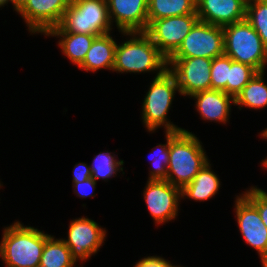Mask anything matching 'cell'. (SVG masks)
<instances>
[{
	"instance_id": "obj_4",
	"label": "cell",
	"mask_w": 267,
	"mask_h": 267,
	"mask_svg": "<svg viewBox=\"0 0 267 267\" xmlns=\"http://www.w3.org/2000/svg\"><path fill=\"white\" fill-rule=\"evenodd\" d=\"M148 91L142 100L141 120L146 132L150 134L163 128V132H179L184 128L174 124L168 117L173 108L176 93L181 96L176 78L167 69L163 74L153 77Z\"/></svg>"
},
{
	"instance_id": "obj_9",
	"label": "cell",
	"mask_w": 267,
	"mask_h": 267,
	"mask_svg": "<svg viewBox=\"0 0 267 267\" xmlns=\"http://www.w3.org/2000/svg\"><path fill=\"white\" fill-rule=\"evenodd\" d=\"M223 54V27L198 21L170 58L204 57L213 60Z\"/></svg>"
},
{
	"instance_id": "obj_36",
	"label": "cell",
	"mask_w": 267,
	"mask_h": 267,
	"mask_svg": "<svg viewBox=\"0 0 267 267\" xmlns=\"http://www.w3.org/2000/svg\"><path fill=\"white\" fill-rule=\"evenodd\" d=\"M172 267H186V266H182L181 264L180 265L174 264Z\"/></svg>"
},
{
	"instance_id": "obj_3",
	"label": "cell",
	"mask_w": 267,
	"mask_h": 267,
	"mask_svg": "<svg viewBox=\"0 0 267 267\" xmlns=\"http://www.w3.org/2000/svg\"><path fill=\"white\" fill-rule=\"evenodd\" d=\"M46 242V232L15 220L4 226L0 260L5 267H37Z\"/></svg>"
},
{
	"instance_id": "obj_13",
	"label": "cell",
	"mask_w": 267,
	"mask_h": 267,
	"mask_svg": "<svg viewBox=\"0 0 267 267\" xmlns=\"http://www.w3.org/2000/svg\"><path fill=\"white\" fill-rule=\"evenodd\" d=\"M235 195L234 209L238 231L244 242L257 251L258 256H267V228L258 210L241 194Z\"/></svg>"
},
{
	"instance_id": "obj_26",
	"label": "cell",
	"mask_w": 267,
	"mask_h": 267,
	"mask_svg": "<svg viewBox=\"0 0 267 267\" xmlns=\"http://www.w3.org/2000/svg\"><path fill=\"white\" fill-rule=\"evenodd\" d=\"M258 72L251 66L231 59L228 75V94L236 98Z\"/></svg>"
},
{
	"instance_id": "obj_33",
	"label": "cell",
	"mask_w": 267,
	"mask_h": 267,
	"mask_svg": "<svg viewBox=\"0 0 267 267\" xmlns=\"http://www.w3.org/2000/svg\"><path fill=\"white\" fill-rule=\"evenodd\" d=\"M28 0H9V4L11 3L13 11L17 13L27 2Z\"/></svg>"
},
{
	"instance_id": "obj_18",
	"label": "cell",
	"mask_w": 267,
	"mask_h": 267,
	"mask_svg": "<svg viewBox=\"0 0 267 267\" xmlns=\"http://www.w3.org/2000/svg\"><path fill=\"white\" fill-rule=\"evenodd\" d=\"M212 165L211 161L207 162L194 179L181 189L182 200L205 202L219 194L222 182Z\"/></svg>"
},
{
	"instance_id": "obj_37",
	"label": "cell",
	"mask_w": 267,
	"mask_h": 267,
	"mask_svg": "<svg viewBox=\"0 0 267 267\" xmlns=\"http://www.w3.org/2000/svg\"><path fill=\"white\" fill-rule=\"evenodd\" d=\"M3 186V182L0 180V189H2Z\"/></svg>"
},
{
	"instance_id": "obj_27",
	"label": "cell",
	"mask_w": 267,
	"mask_h": 267,
	"mask_svg": "<svg viewBox=\"0 0 267 267\" xmlns=\"http://www.w3.org/2000/svg\"><path fill=\"white\" fill-rule=\"evenodd\" d=\"M231 69V58L225 54L215 57L211 65V89L228 94V75Z\"/></svg>"
},
{
	"instance_id": "obj_21",
	"label": "cell",
	"mask_w": 267,
	"mask_h": 267,
	"mask_svg": "<svg viewBox=\"0 0 267 267\" xmlns=\"http://www.w3.org/2000/svg\"><path fill=\"white\" fill-rule=\"evenodd\" d=\"M77 264L63 240L46 233V242L37 267H81Z\"/></svg>"
},
{
	"instance_id": "obj_20",
	"label": "cell",
	"mask_w": 267,
	"mask_h": 267,
	"mask_svg": "<svg viewBox=\"0 0 267 267\" xmlns=\"http://www.w3.org/2000/svg\"><path fill=\"white\" fill-rule=\"evenodd\" d=\"M266 71L258 72L235 98V107L240 111L246 107L261 112L267 108Z\"/></svg>"
},
{
	"instance_id": "obj_1",
	"label": "cell",
	"mask_w": 267,
	"mask_h": 267,
	"mask_svg": "<svg viewBox=\"0 0 267 267\" xmlns=\"http://www.w3.org/2000/svg\"><path fill=\"white\" fill-rule=\"evenodd\" d=\"M121 36L126 38L117 42L112 72L150 73L157 77L168 69V59L145 32L121 33Z\"/></svg>"
},
{
	"instance_id": "obj_35",
	"label": "cell",
	"mask_w": 267,
	"mask_h": 267,
	"mask_svg": "<svg viewBox=\"0 0 267 267\" xmlns=\"http://www.w3.org/2000/svg\"><path fill=\"white\" fill-rule=\"evenodd\" d=\"M9 0H0V8L2 10L3 7L8 6Z\"/></svg>"
},
{
	"instance_id": "obj_22",
	"label": "cell",
	"mask_w": 267,
	"mask_h": 267,
	"mask_svg": "<svg viewBox=\"0 0 267 267\" xmlns=\"http://www.w3.org/2000/svg\"><path fill=\"white\" fill-rule=\"evenodd\" d=\"M196 13V0H148V26L157 19Z\"/></svg>"
},
{
	"instance_id": "obj_34",
	"label": "cell",
	"mask_w": 267,
	"mask_h": 267,
	"mask_svg": "<svg viewBox=\"0 0 267 267\" xmlns=\"http://www.w3.org/2000/svg\"><path fill=\"white\" fill-rule=\"evenodd\" d=\"M261 262V267H267V256H260L258 257Z\"/></svg>"
},
{
	"instance_id": "obj_8",
	"label": "cell",
	"mask_w": 267,
	"mask_h": 267,
	"mask_svg": "<svg viewBox=\"0 0 267 267\" xmlns=\"http://www.w3.org/2000/svg\"><path fill=\"white\" fill-rule=\"evenodd\" d=\"M143 200L155 226L174 222L180 213L181 189L167 180H147Z\"/></svg>"
},
{
	"instance_id": "obj_5",
	"label": "cell",
	"mask_w": 267,
	"mask_h": 267,
	"mask_svg": "<svg viewBox=\"0 0 267 267\" xmlns=\"http://www.w3.org/2000/svg\"><path fill=\"white\" fill-rule=\"evenodd\" d=\"M223 33L225 55L257 72L266 71L267 48L246 19L223 26Z\"/></svg>"
},
{
	"instance_id": "obj_17",
	"label": "cell",
	"mask_w": 267,
	"mask_h": 267,
	"mask_svg": "<svg viewBox=\"0 0 267 267\" xmlns=\"http://www.w3.org/2000/svg\"><path fill=\"white\" fill-rule=\"evenodd\" d=\"M113 32L97 36L86 53L85 59L78 67L81 71L96 73L99 70L112 71L114 66L115 48L117 45Z\"/></svg>"
},
{
	"instance_id": "obj_2",
	"label": "cell",
	"mask_w": 267,
	"mask_h": 267,
	"mask_svg": "<svg viewBox=\"0 0 267 267\" xmlns=\"http://www.w3.org/2000/svg\"><path fill=\"white\" fill-rule=\"evenodd\" d=\"M202 141L190 130L170 132L167 181L182 189L210 161Z\"/></svg>"
},
{
	"instance_id": "obj_12",
	"label": "cell",
	"mask_w": 267,
	"mask_h": 267,
	"mask_svg": "<svg viewBox=\"0 0 267 267\" xmlns=\"http://www.w3.org/2000/svg\"><path fill=\"white\" fill-rule=\"evenodd\" d=\"M72 0H28L16 13L25 23L30 35H46L59 25Z\"/></svg>"
},
{
	"instance_id": "obj_23",
	"label": "cell",
	"mask_w": 267,
	"mask_h": 267,
	"mask_svg": "<svg viewBox=\"0 0 267 267\" xmlns=\"http://www.w3.org/2000/svg\"><path fill=\"white\" fill-rule=\"evenodd\" d=\"M116 152H111L108 150L100 151L92 159L90 165L91 177L97 182L98 180H103L105 182L110 181L114 177L122 172V175L125 174L124 170V160L119 159Z\"/></svg>"
},
{
	"instance_id": "obj_29",
	"label": "cell",
	"mask_w": 267,
	"mask_h": 267,
	"mask_svg": "<svg viewBox=\"0 0 267 267\" xmlns=\"http://www.w3.org/2000/svg\"><path fill=\"white\" fill-rule=\"evenodd\" d=\"M97 182L92 178H88L82 182H72V190L76 197L81 199L85 198H94L96 196L95 189H96Z\"/></svg>"
},
{
	"instance_id": "obj_24",
	"label": "cell",
	"mask_w": 267,
	"mask_h": 267,
	"mask_svg": "<svg viewBox=\"0 0 267 267\" xmlns=\"http://www.w3.org/2000/svg\"><path fill=\"white\" fill-rule=\"evenodd\" d=\"M164 144L154 146L149 156L151 166L149 167L147 180H167V167L169 164L170 132H164Z\"/></svg>"
},
{
	"instance_id": "obj_25",
	"label": "cell",
	"mask_w": 267,
	"mask_h": 267,
	"mask_svg": "<svg viewBox=\"0 0 267 267\" xmlns=\"http://www.w3.org/2000/svg\"><path fill=\"white\" fill-rule=\"evenodd\" d=\"M246 20L267 48V0H251L246 4Z\"/></svg>"
},
{
	"instance_id": "obj_16",
	"label": "cell",
	"mask_w": 267,
	"mask_h": 267,
	"mask_svg": "<svg viewBox=\"0 0 267 267\" xmlns=\"http://www.w3.org/2000/svg\"><path fill=\"white\" fill-rule=\"evenodd\" d=\"M245 0H196L199 21L225 26L246 19Z\"/></svg>"
},
{
	"instance_id": "obj_15",
	"label": "cell",
	"mask_w": 267,
	"mask_h": 267,
	"mask_svg": "<svg viewBox=\"0 0 267 267\" xmlns=\"http://www.w3.org/2000/svg\"><path fill=\"white\" fill-rule=\"evenodd\" d=\"M188 98L195 101V112L200 115V120L220 125L230 123L232 105L235 108L233 96L224 91L210 89L194 93Z\"/></svg>"
},
{
	"instance_id": "obj_31",
	"label": "cell",
	"mask_w": 267,
	"mask_h": 267,
	"mask_svg": "<svg viewBox=\"0 0 267 267\" xmlns=\"http://www.w3.org/2000/svg\"><path fill=\"white\" fill-rule=\"evenodd\" d=\"M72 171V182H82L91 177L90 165L85 162L76 163Z\"/></svg>"
},
{
	"instance_id": "obj_11",
	"label": "cell",
	"mask_w": 267,
	"mask_h": 267,
	"mask_svg": "<svg viewBox=\"0 0 267 267\" xmlns=\"http://www.w3.org/2000/svg\"><path fill=\"white\" fill-rule=\"evenodd\" d=\"M212 59L204 57L169 58L168 70L176 78L181 97L211 89Z\"/></svg>"
},
{
	"instance_id": "obj_28",
	"label": "cell",
	"mask_w": 267,
	"mask_h": 267,
	"mask_svg": "<svg viewBox=\"0 0 267 267\" xmlns=\"http://www.w3.org/2000/svg\"><path fill=\"white\" fill-rule=\"evenodd\" d=\"M257 210L267 228V191L258 185H251L241 193Z\"/></svg>"
},
{
	"instance_id": "obj_6",
	"label": "cell",
	"mask_w": 267,
	"mask_h": 267,
	"mask_svg": "<svg viewBox=\"0 0 267 267\" xmlns=\"http://www.w3.org/2000/svg\"><path fill=\"white\" fill-rule=\"evenodd\" d=\"M64 32L102 36L114 31L107 0H72L58 25Z\"/></svg>"
},
{
	"instance_id": "obj_19",
	"label": "cell",
	"mask_w": 267,
	"mask_h": 267,
	"mask_svg": "<svg viewBox=\"0 0 267 267\" xmlns=\"http://www.w3.org/2000/svg\"><path fill=\"white\" fill-rule=\"evenodd\" d=\"M44 37L57 38V46L64 55L77 68L85 59L86 53L90 49L93 40L97 37L88 34H77L64 32L59 26L52 28Z\"/></svg>"
},
{
	"instance_id": "obj_32",
	"label": "cell",
	"mask_w": 267,
	"mask_h": 267,
	"mask_svg": "<svg viewBox=\"0 0 267 267\" xmlns=\"http://www.w3.org/2000/svg\"><path fill=\"white\" fill-rule=\"evenodd\" d=\"M258 136L260 137V139L267 141V127L264 128L261 132H259ZM259 166H262L261 168L267 171V156L261 160Z\"/></svg>"
},
{
	"instance_id": "obj_10",
	"label": "cell",
	"mask_w": 267,
	"mask_h": 267,
	"mask_svg": "<svg viewBox=\"0 0 267 267\" xmlns=\"http://www.w3.org/2000/svg\"><path fill=\"white\" fill-rule=\"evenodd\" d=\"M198 21L197 14L157 19L148 26L145 33L160 52L169 59L178 50L184 38Z\"/></svg>"
},
{
	"instance_id": "obj_7",
	"label": "cell",
	"mask_w": 267,
	"mask_h": 267,
	"mask_svg": "<svg viewBox=\"0 0 267 267\" xmlns=\"http://www.w3.org/2000/svg\"><path fill=\"white\" fill-rule=\"evenodd\" d=\"M66 238H61L70 249L72 258L79 262V266L100 252L105 244L107 230L93 219L81 216L70 220Z\"/></svg>"
},
{
	"instance_id": "obj_30",
	"label": "cell",
	"mask_w": 267,
	"mask_h": 267,
	"mask_svg": "<svg viewBox=\"0 0 267 267\" xmlns=\"http://www.w3.org/2000/svg\"><path fill=\"white\" fill-rule=\"evenodd\" d=\"M174 263L162 257V255H149L140 258L133 267H172Z\"/></svg>"
},
{
	"instance_id": "obj_14",
	"label": "cell",
	"mask_w": 267,
	"mask_h": 267,
	"mask_svg": "<svg viewBox=\"0 0 267 267\" xmlns=\"http://www.w3.org/2000/svg\"><path fill=\"white\" fill-rule=\"evenodd\" d=\"M113 28L119 34L145 32L148 28V0H107Z\"/></svg>"
}]
</instances>
